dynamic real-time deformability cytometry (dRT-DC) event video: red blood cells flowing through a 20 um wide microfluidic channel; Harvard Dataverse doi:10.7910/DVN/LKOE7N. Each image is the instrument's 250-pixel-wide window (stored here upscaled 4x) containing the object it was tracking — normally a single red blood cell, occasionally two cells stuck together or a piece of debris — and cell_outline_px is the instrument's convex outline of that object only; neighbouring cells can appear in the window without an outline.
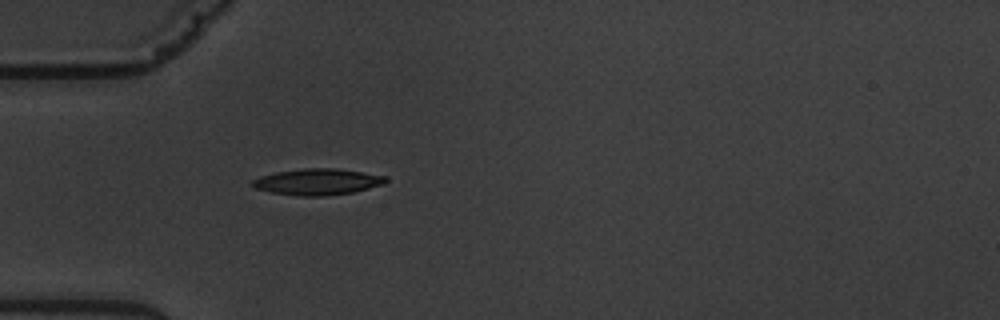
{"species": "common noctule bat (a hibernating species)", "species_latin": "Nyctalus noctula", "temperature_condition": "warm", "stored_images_in_passage": 5, "camera_frame_rate_fps": 3000, "um_per_image_px": 0.085, "animal": {"sex": "male", "body_mass_g": 19.5, "forearm_length_mm": 54.6}, "frame": {"image": 1, "passage_image": 5, "time_ms": 5.667, "image_size_px": [1000, 320], "cell_outline_px": [[388, 180], [384, 184], [352, 192], [324, 196], [300, 196], [272, 192], [256, 188], [252, 184], [252, 180], [260, 176], [276, 172], [304, 168], [336, 168], [388, 176]], "centroid_in_image_um": [27.02, 15.44], "position_along_channel_um": 58.0, "area_um2": 20.29}}